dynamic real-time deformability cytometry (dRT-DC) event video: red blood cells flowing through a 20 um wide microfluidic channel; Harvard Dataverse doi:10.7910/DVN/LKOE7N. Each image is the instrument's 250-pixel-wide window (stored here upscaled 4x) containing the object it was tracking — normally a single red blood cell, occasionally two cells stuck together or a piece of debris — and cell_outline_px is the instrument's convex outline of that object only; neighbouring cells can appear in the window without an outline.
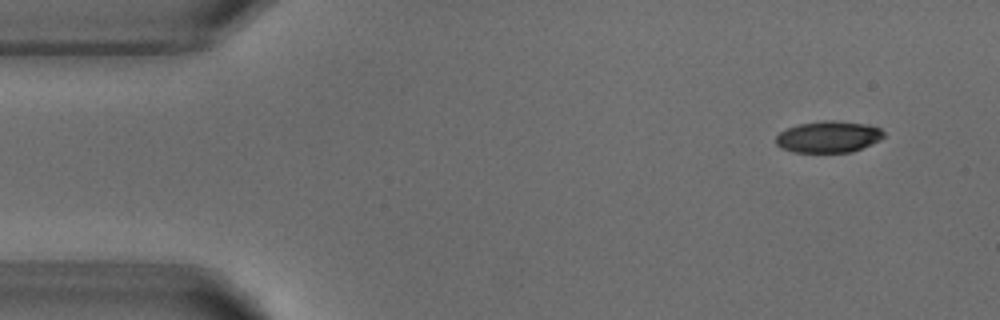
{"species": "common noctule bat (a hibernating species)", "species_latin": "Nyctalus noctula", "temperature_condition": "warm", "stored_images_in_passage": 5, "camera_frame_rate_fps": 3000, "um_per_image_px": 0.085, "animal": {"sex": "male", "body_mass_g": 18.8}, "frame": {"image": 1, "passage_image": 1, "time_ms": 0.0, "image_size_px": [1000, 320], "cell_outline_px": [[884, 136], [880, 140], [852, 152], [796, 152], [784, 148], [776, 144], [776, 136], [780, 132], [796, 124], [824, 120], [836, 120], [868, 124], [880, 128], [884, 132]], "centroid_in_image_um": [70.44, 11.61], "position_along_channel_um": 14.6, "area_um2": 19.83}}
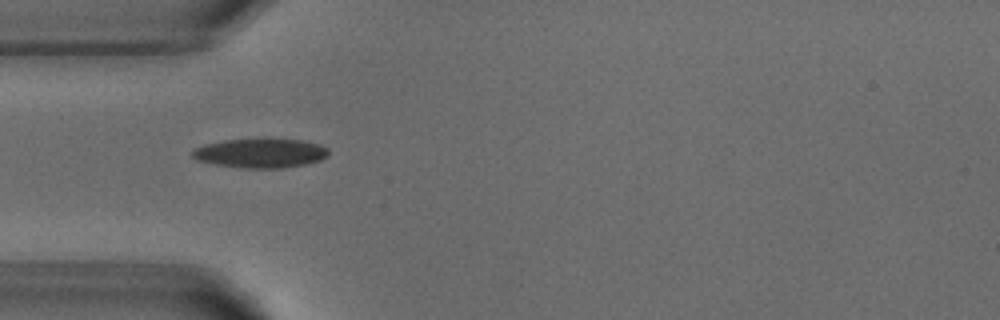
{"frame": {"image": 2, "passage_image": 4, "time_ms": 3.667, "image_size_px": [1000, 320], "cell_outline_px": [[328, 156], [320, 160], [304, 164], [284, 168], [244, 168], [216, 164], [196, 160], [192, 156], [192, 152], [196, 148], [204, 144], [224, 140], [264, 136], [268, 136], [300, 140], [320, 144], [328, 148]], "centroid_in_image_um": [22.16, 12.97], "position_along_channel_um": 62.8, "area_um2": 23.99}}